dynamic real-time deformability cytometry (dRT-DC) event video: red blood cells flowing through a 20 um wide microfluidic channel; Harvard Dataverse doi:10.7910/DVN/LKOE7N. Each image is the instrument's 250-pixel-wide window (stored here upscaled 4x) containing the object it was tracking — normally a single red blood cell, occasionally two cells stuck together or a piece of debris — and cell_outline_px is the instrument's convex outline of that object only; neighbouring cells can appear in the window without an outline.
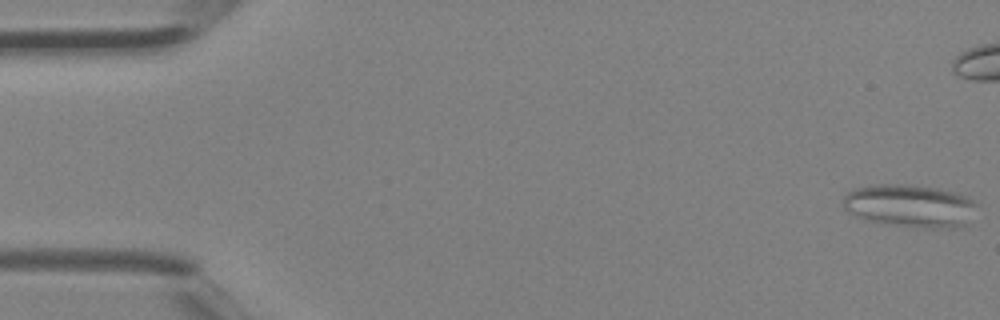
{"species": "Egyptian fruit bat (a non-hibernating species)", "species_latin": "Rousettus aegyptiacus", "temperature_condition": "room temperature", "stored_images_in_passage": 42, "camera_frame_rate_fps": 3000, "um_per_image_px": 0.085, "animal": {"sex": "female"}, "frame": {"image": 1, "passage_image": 1, "time_ms": 0.0, "image_size_px": [1000, 320], "cell_outline_px": [[980, 204], [968, 224], [964, 228], [924, 228], [896, 224], [872, 220], [848, 212], [844, 208], [844, 196], [852, 188], [872, 184], [908, 184], [936, 188], [956, 192], [968, 196], [976, 200]], "centroid_in_image_um": [77.47, 17.48], "position_along_channel_um": 7.5, "area_um2": 33.7}}
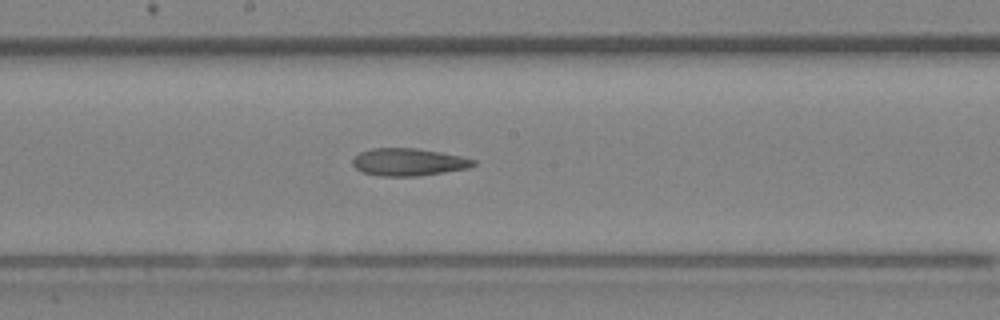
{"frame": {"image": 2, "passage_image": 22, "time_ms": 7.0, "image_size_px": [1000, 320], "cell_outline_px": [[476, 164], [468, 168], [420, 176], [380, 176], [360, 172], [352, 164], [352, 160], [360, 152], [372, 148], [416, 148], [440, 152], [460, 156], [476, 160]], "centroid_in_image_um": [34.7, 13.78], "position_along_channel_um": 213.5, "area_um2": 19.36}}
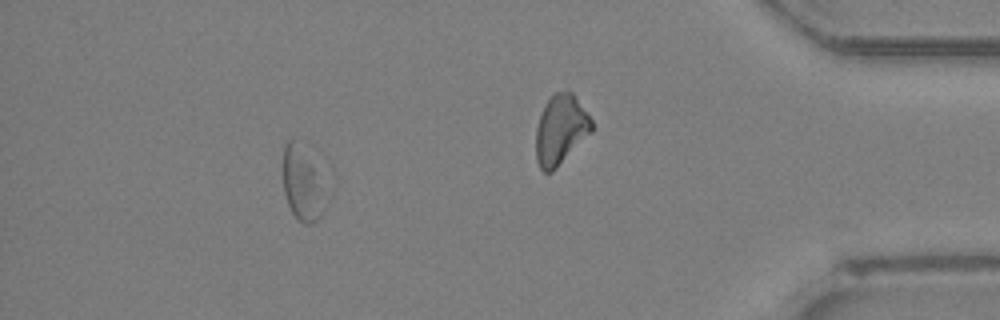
{"frame": {"image": 3, "passage_image": 37, "time_ms": 12.0, "image_size_px": [1000, 320], "cell_outline_px": [[332, 168], [320, 216], [312, 224], [304, 224], [292, 212], [288, 204], [284, 192], [284, 144], [292, 136], [328, 156], [332, 164]], "centroid_in_image_um": [25.97, 15.26], "position_along_channel_um": 409.2, "area_um2": 22.25}}